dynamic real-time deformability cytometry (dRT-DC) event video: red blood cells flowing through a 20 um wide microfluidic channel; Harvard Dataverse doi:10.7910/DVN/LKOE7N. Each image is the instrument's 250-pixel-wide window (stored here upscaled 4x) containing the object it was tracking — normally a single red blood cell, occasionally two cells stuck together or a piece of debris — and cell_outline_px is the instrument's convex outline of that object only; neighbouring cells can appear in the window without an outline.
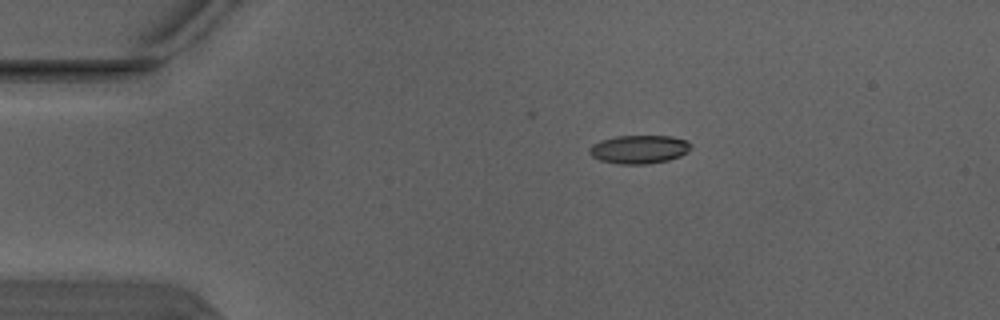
{"species": "Egyptian fruit bat (a non-hibernating species)", "species_latin": "Rousettus aegyptiacus", "temperature_condition": "warm", "stored_images_in_passage": 3, "camera_frame_rate_fps": 3000, "um_per_image_px": 0.085, "animal": {"sex": "male"}, "frame": {"image": 1, "passage_image": 1, "time_ms": 0.0, "image_size_px": [1000, 320], "cell_outline_px": [[688, 152], [680, 156], [668, 160], [648, 164], [620, 164], [600, 160], [592, 156], [588, 152], [588, 148], [592, 144], [600, 140], [616, 136], [672, 136], [688, 140]], "centroid_in_image_um": [54.29, 12.69], "position_along_channel_um": 30.7, "area_um2": 16.82}}
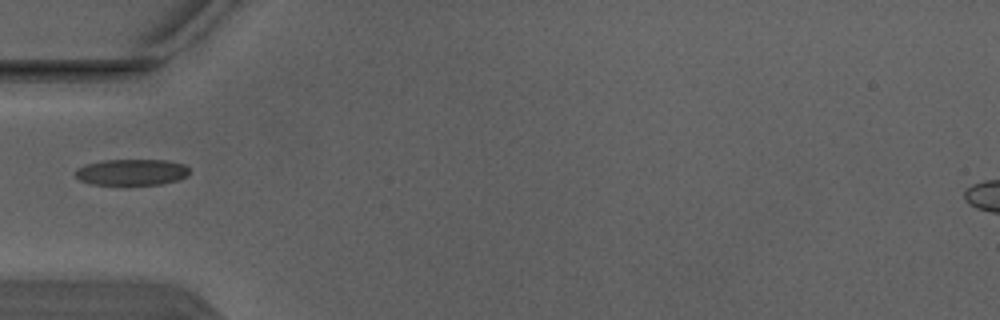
{"frame": {"image": 2, "passage_image": 3, "time_ms": 0.667, "image_size_px": [1000, 320], "cell_outline_px": [[188, 176], [176, 180], [160, 184], [92, 184], [80, 180], [76, 176], [76, 168], [84, 164], [104, 160], [168, 160], [184, 164], [188, 168]], "centroid_in_image_um": [11.18, 14.62], "position_along_channel_um": 73.8, "area_um2": 17.28}}